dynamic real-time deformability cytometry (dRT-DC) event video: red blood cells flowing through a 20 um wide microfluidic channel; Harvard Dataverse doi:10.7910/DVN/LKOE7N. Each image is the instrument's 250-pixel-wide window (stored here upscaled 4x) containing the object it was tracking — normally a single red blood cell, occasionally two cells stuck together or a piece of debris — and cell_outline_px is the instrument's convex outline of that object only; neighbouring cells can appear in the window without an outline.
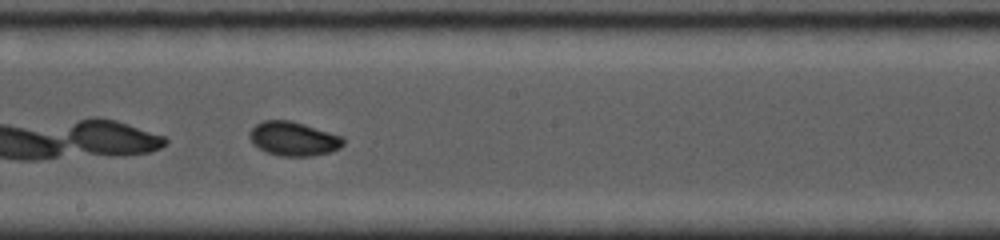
{"species": "common noctule bat (a hibernating species)", "species_latin": "Nyctalus noctula", "temperature_condition": "cold", "stored_images_in_passage": 29, "camera_frame_rate_fps": 5000, "um_per_image_px": 0.085, "animal": {"sex": "female", "body_mass_g": 19.0, "forearm_length_mm": 53.3}, "frame": {"image": 1, "passage_image": 13, "time_ms": 4.4, "image_size_px": [1000, 240], "cell_outline_px": [[344, 144], [340, 148], [328, 152], [312, 156], [280, 156], [268, 152], [252, 144], [248, 136], [248, 132], [256, 124], [264, 120], [292, 120], [344, 136]], "centroid_in_image_um": [24.95, 11.78], "position_along_channel_um": 223.3, "area_um2": 18.79}}
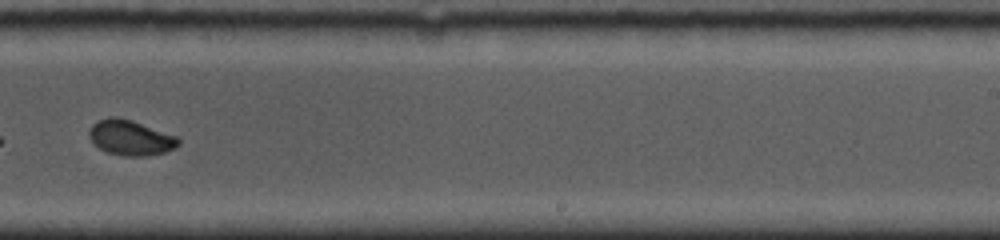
{"frame": {"image": 2, "passage_image": 17, "time_ms": 5.8, "image_size_px": [1000, 240], "cell_outline_px": [[180, 144], [176, 148], [164, 152], [148, 156], [124, 156], [108, 152], [100, 148], [88, 136], [88, 132], [92, 124], [100, 120], [112, 116], [132, 120], [176, 136], [180, 140]], "centroid_in_image_um": [11.11, 11.71], "position_along_channel_um": 277.9, "area_um2": 18.15}, "authors_computed_cell_mechanics": {"area_um2": 18.496, "velocity_mm_per_s": 3.9178, "shape_relaxation_time_tau1_ms": 3.0862, "shape_relaxation_time_tau2_ms": 1.6953, "deformation_change_tau1": 0.1089, "deformation_change_tau2": 0.0393}}